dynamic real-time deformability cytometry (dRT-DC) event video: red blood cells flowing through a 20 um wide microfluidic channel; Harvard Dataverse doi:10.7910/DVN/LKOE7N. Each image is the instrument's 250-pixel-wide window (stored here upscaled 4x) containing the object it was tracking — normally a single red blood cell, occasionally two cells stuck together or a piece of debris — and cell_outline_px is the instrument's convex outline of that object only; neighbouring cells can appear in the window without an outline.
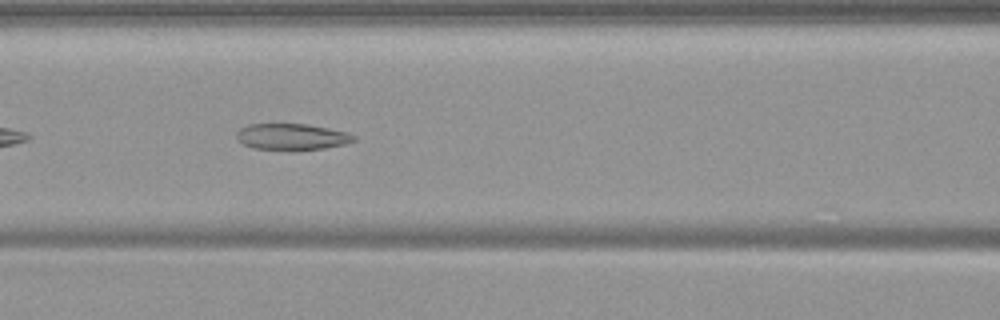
{"species": "common noctule bat (a hibernating species)", "species_latin": "Nyctalus noctula", "temperature_condition": "warm", "stored_images_in_passage": 35, "camera_frame_rate_fps": 3000, "um_per_image_px": 0.085, "animal": {"sex": "female", "body_mass_g": 19.9}, "frame": {"image": 1, "passage_image": 8, "time_ms": 2.333, "image_size_px": [1000, 320], "cell_outline_px": [[356, 140], [344, 144], [324, 148], [296, 152], [252, 148], [244, 144], [236, 136], [236, 132], [240, 128], [248, 124], [308, 124], [348, 132], [356, 136]], "centroid_in_image_um": [24.81, 11.65], "position_along_channel_um": 141.8, "area_um2": 18.44}}
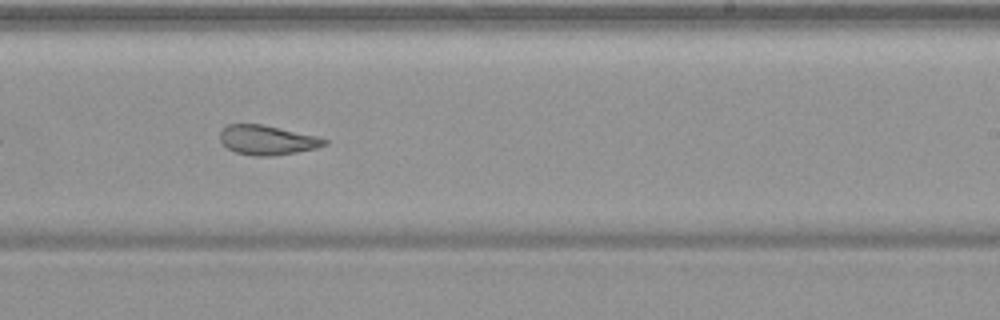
{"frame": {"image": 2, "passage_image": 18, "time_ms": 5.667, "image_size_px": [1000, 320], "cell_outline_px": [[328, 144], [316, 148], [296, 152], [272, 156], [252, 156], [236, 152], [228, 148], [220, 140], [220, 132], [228, 124], [264, 124], [316, 136], [328, 140]], "centroid_in_image_um": [22.72, 11.9], "position_along_channel_um": 266.3, "area_um2": 17.92}}
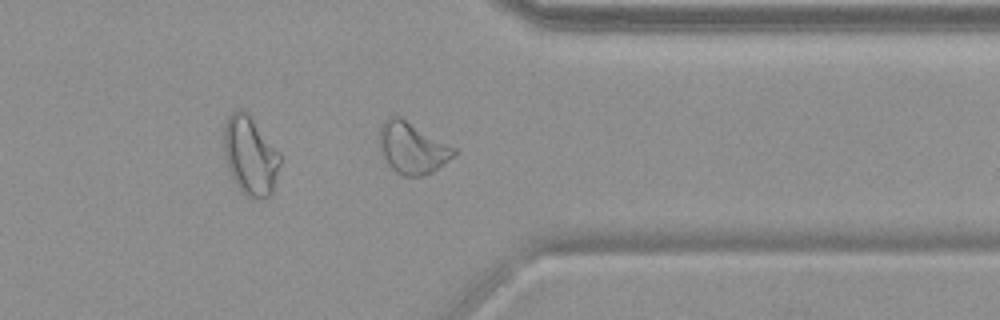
{"frame": {"image": 3, "passage_image": 27, "time_ms": 8.667, "image_size_px": [1000, 320], "cell_outline_px": [[456, 152], [452, 156], [432, 172], [420, 176], [404, 176], [396, 172], [392, 168], [384, 156], [380, 140], [380, 124], [388, 116], [400, 116], [456, 148]], "centroid_in_image_um": [35.04, 12.55], "position_along_channel_um": 376.4, "area_um2": 21.79}}